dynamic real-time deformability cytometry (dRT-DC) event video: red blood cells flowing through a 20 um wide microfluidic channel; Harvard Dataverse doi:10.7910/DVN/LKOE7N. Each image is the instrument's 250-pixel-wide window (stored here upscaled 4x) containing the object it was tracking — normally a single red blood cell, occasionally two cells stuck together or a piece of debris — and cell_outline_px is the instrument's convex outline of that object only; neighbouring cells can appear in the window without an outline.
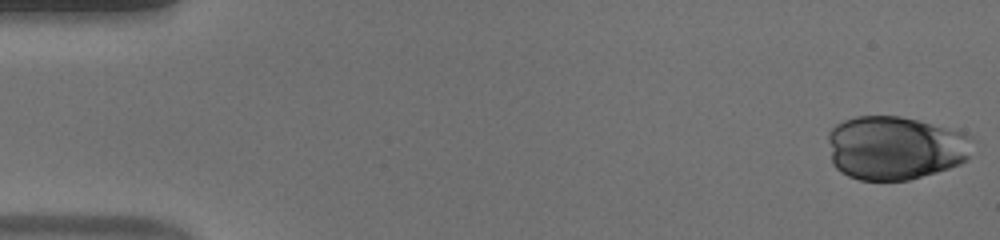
{"species": "human", "species_latin": "Homo sapiens", "temperature_condition": "warm", "stored_images_in_passage": 53, "camera_frame_rate_fps": 3000, "um_per_image_px": 0.085, "donor": {"sex": "male"}, "frame": {"image": 1, "passage_image": 1, "time_ms": 0.0, "image_size_px": [1000, 240], "cell_outline_px": [[976, 140], [968, 160], [960, 164], [936, 172], [908, 180], [860, 180], [848, 176], [840, 172], [832, 164], [828, 140], [828, 132], [836, 124], [844, 120], [856, 116], [900, 116], [964, 132], [972, 136]], "centroid_in_image_um": [76.11, 12.57], "position_along_channel_um": 8.9, "area_um2": 54.16}}
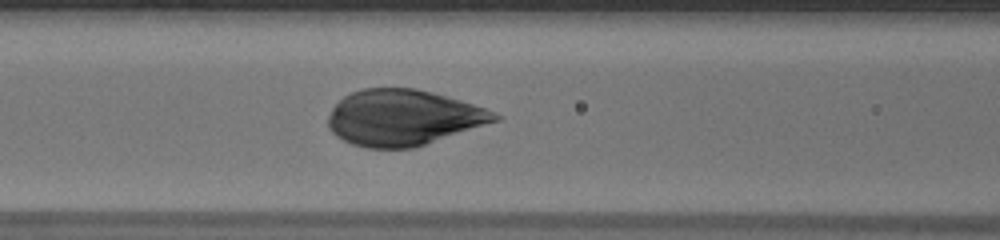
{"frame": {"image": 2, "passage_image": 22, "time_ms": 7.0, "image_size_px": [1000, 240], "cell_outline_px": [[500, 120], [416, 148], [368, 148], [352, 144], [336, 136], [328, 128], [328, 116], [332, 108], [344, 96], [352, 92], [364, 88], [416, 88], [432, 92], [460, 100], [496, 112], [500, 116]], "centroid_in_image_um": [34.28, 10.01], "position_along_channel_um": 132.3, "area_um2": 54.27}}
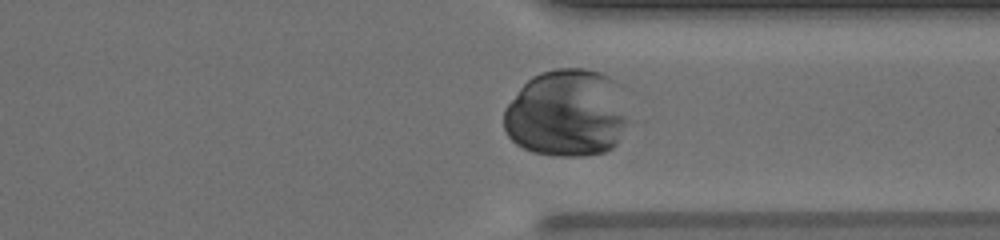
{"frame": {"image": 3, "passage_image": 40, "time_ms": 13.0, "image_size_px": [1000, 240], "cell_outline_px": [[636, 120], [616, 144], [612, 148], [604, 152], [588, 156], [552, 156], [532, 152], [516, 144], [508, 136], [504, 128], [504, 108], [520, 88], [532, 76], [540, 72], [556, 68], [584, 68], [600, 72], [608, 76], [616, 84]], "centroid_in_image_um": [48.27, 9.64], "position_along_channel_um": 363.1, "area_um2": 65.31}}